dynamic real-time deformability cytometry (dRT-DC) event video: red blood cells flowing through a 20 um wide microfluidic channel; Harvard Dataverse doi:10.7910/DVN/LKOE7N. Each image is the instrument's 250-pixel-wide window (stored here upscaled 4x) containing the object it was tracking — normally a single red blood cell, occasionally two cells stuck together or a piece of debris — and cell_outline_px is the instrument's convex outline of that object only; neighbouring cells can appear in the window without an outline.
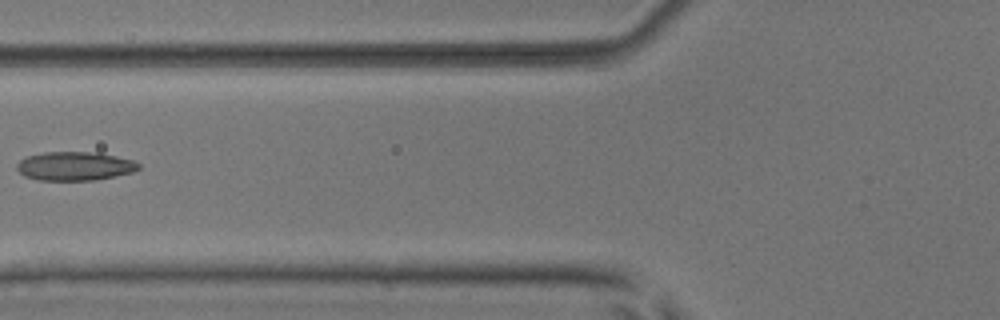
{"species": "common noctule bat (a hibernating species)", "species_latin": "Nyctalus noctula", "temperature_condition": "room temperature", "stored_images_in_passage": 7, "camera_frame_rate_fps": 3000, "um_per_image_px": 0.085, "animal": {"sex": "male", "body_mass_g": 17.9, "forearm_length_mm": 54.2}, "frame": {"image": 1, "passage_image": 6, "time_ms": 6.0, "image_size_px": [1000, 320], "cell_outline_px": [[140, 168], [132, 172], [116, 176], [96, 180], [40, 180], [24, 176], [16, 168], [16, 164], [24, 156], [44, 152], [96, 152], [116, 156], [132, 160], [140, 164]], "centroid_in_image_um": [6.33, 14.11], "position_along_channel_um": 119.5, "area_um2": 20.52}}
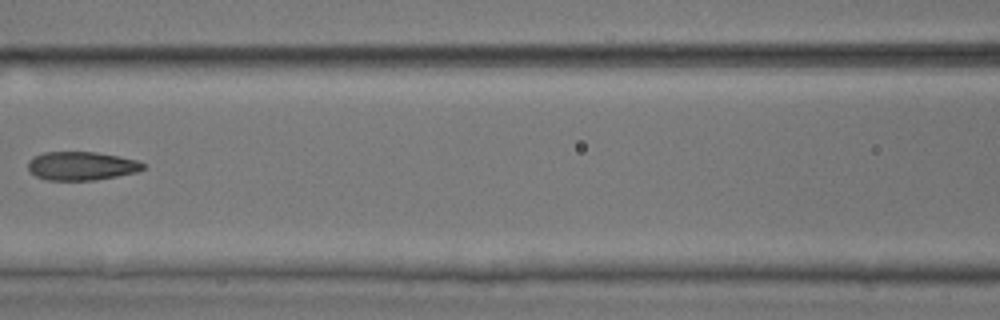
{"frame": {"image": 2, "passage_image": 7, "time_ms": 7.0, "image_size_px": [1000, 320], "cell_outline_px": [[144, 168], [136, 172], [96, 180], [48, 180], [36, 176], [28, 168], [28, 160], [32, 156], [44, 152], [96, 152], [120, 156], [136, 160], [144, 164]], "centroid_in_image_um": [6.9, 14.09], "position_along_channel_um": 159.7, "area_um2": 19.13}}